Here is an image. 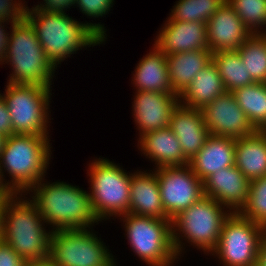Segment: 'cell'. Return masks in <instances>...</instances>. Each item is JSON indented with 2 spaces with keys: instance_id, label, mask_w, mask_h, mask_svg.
Segmentation results:
<instances>
[{
  "instance_id": "cell-1",
  "label": "cell",
  "mask_w": 266,
  "mask_h": 266,
  "mask_svg": "<svg viewBox=\"0 0 266 266\" xmlns=\"http://www.w3.org/2000/svg\"><path fill=\"white\" fill-rule=\"evenodd\" d=\"M11 1L20 5L21 15L33 27L46 56L56 68L78 50L100 46L107 39V30L101 22L82 23L66 13L29 9L21 0Z\"/></svg>"
},
{
  "instance_id": "cell-9",
  "label": "cell",
  "mask_w": 266,
  "mask_h": 266,
  "mask_svg": "<svg viewBox=\"0 0 266 266\" xmlns=\"http://www.w3.org/2000/svg\"><path fill=\"white\" fill-rule=\"evenodd\" d=\"M51 91V87L7 82L0 94L9 109L13 134L49 136Z\"/></svg>"
},
{
  "instance_id": "cell-13",
  "label": "cell",
  "mask_w": 266,
  "mask_h": 266,
  "mask_svg": "<svg viewBox=\"0 0 266 266\" xmlns=\"http://www.w3.org/2000/svg\"><path fill=\"white\" fill-rule=\"evenodd\" d=\"M201 110L204 123L212 135L240 139L256 131L232 92L226 91Z\"/></svg>"
},
{
  "instance_id": "cell-41",
  "label": "cell",
  "mask_w": 266,
  "mask_h": 266,
  "mask_svg": "<svg viewBox=\"0 0 266 266\" xmlns=\"http://www.w3.org/2000/svg\"><path fill=\"white\" fill-rule=\"evenodd\" d=\"M264 233H265V236H266V226L264 227Z\"/></svg>"
},
{
  "instance_id": "cell-16",
  "label": "cell",
  "mask_w": 266,
  "mask_h": 266,
  "mask_svg": "<svg viewBox=\"0 0 266 266\" xmlns=\"http://www.w3.org/2000/svg\"><path fill=\"white\" fill-rule=\"evenodd\" d=\"M162 27L154 45L166 55L208 48L206 23L167 19Z\"/></svg>"
},
{
  "instance_id": "cell-38",
  "label": "cell",
  "mask_w": 266,
  "mask_h": 266,
  "mask_svg": "<svg viewBox=\"0 0 266 266\" xmlns=\"http://www.w3.org/2000/svg\"><path fill=\"white\" fill-rule=\"evenodd\" d=\"M24 266H52L49 260L26 262Z\"/></svg>"
},
{
  "instance_id": "cell-27",
  "label": "cell",
  "mask_w": 266,
  "mask_h": 266,
  "mask_svg": "<svg viewBox=\"0 0 266 266\" xmlns=\"http://www.w3.org/2000/svg\"><path fill=\"white\" fill-rule=\"evenodd\" d=\"M232 93L254 128L266 130V83H253Z\"/></svg>"
},
{
  "instance_id": "cell-19",
  "label": "cell",
  "mask_w": 266,
  "mask_h": 266,
  "mask_svg": "<svg viewBox=\"0 0 266 266\" xmlns=\"http://www.w3.org/2000/svg\"><path fill=\"white\" fill-rule=\"evenodd\" d=\"M137 146L144 156L155 162L156 168L189 164L179 140L170 127L146 132L138 138Z\"/></svg>"
},
{
  "instance_id": "cell-31",
  "label": "cell",
  "mask_w": 266,
  "mask_h": 266,
  "mask_svg": "<svg viewBox=\"0 0 266 266\" xmlns=\"http://www.w3.org/2000/svg\"><path fill=\"white\" fill-rule=\"evenodd\" d=\"M239 213L255 223L266 226V177L250 181L247 202Z\"/></svg>"
},
{
  "instance_id": "cell-20",
  "label": "cell",
  "mask_w": 266,
  "mask_h": 266,
  "mask_svg": "<svg viewBox=\"0 0 266 266\" xmlns=\"http://www.w3.org/2000/svg\"><path fill=\"white\" fill-rule=\"evenodd\" d=\"M138 171L131 176L129 213L171 220L161 202L156 172Z\"/></svg>"
},
{
  "instance_id": "cell-35",
  "label": "cell",
  "mask_w": 266,
  "mask_h": 266,
  "mask_svg": "<svg viewBox=\"0 0 266 266\" xmlns=\"http://www.w3.org/2000/svg\"><path fill=\"white\" fill-rule=\"evenodd\" d=\"M0 134L7 137L13 135L11 116L2 94H0Z\"/></svg>"
},
{
  "instance_id": "cell-28",
  "label": "cell",
  "mask_w": 266,
  "mask_h": 266,
  "mask_svg": "<svg viewBox=\"0 0 266 266\" xmlns=\"http://www.w3.org/2000/svg\"><path fill=\"white\" fill-rule=\"evenodd\" d=\"M255 83H266V33L251 34L237 49Z\"/></svg>"
},
{
  "instance_id": "cell-5",
  "label": "cell",
  "mask_w": 266,
  "mask_h": 266,
  "mask_svg": "<svg viewBox=\"0 0 266 266\" xmlns=\"http://www.w3.org/2000/svg\"><path fill=\"white\" fill-rule=\"evenodd\" d=\"M9 29L7 51L1 63L11 65L13 70L7 82L52 87L57 68L46 56L33 27L21 15Z\"/></svg>"
},
{
  "instance_id": "cell-34",
  "label": "cell",
  "mask_w": 266,
  "mask_h": 266,
  "mask_svg": "<svg viewBox=\"0 0 266 266\" xmlns=\"http://www.w3.org/2000/svg\"><path fill=\"white\" fill-rule=\"evenodd\" d=\"M41 4L34 5L33 7L37 10H42L44 12H56V13H66L67 9L74 7L76 0H43Z\"/></svg>"
},
{
  "instance_id": "cell-7",
  "label": "cell",
  "mask_w": 266,
  "mask_h": 266,
  "mask_svg": "<svg viewBox=\"0 0 266 266\" xmlns=\"http://www.w3.org/2000/svg\"><path fill=\"white\" fill-rule=\"evenodd\" d=\"M90 198L93 210L100 220L106 221L129 213L132 172L107 158L93 159L88 167Z\"/></svg>"
},
{
  "instance_id": "cell-2",
  "label": "cell",
  "mask_w": 266,
  "mask_h": 266,
  "mask_svg": "<svg viewBox=\"0 0 266 266\" xmlns=\"http://www.w3.org/2000/svg\"><path fill=\"white\" fill-rule=\"evenodd\" d=\"M40 180L26 194L51 230L87 229L99 224L89 192L66 182ZM46 182V183H45ZM34 194V195H33Z\"/></svg>"
},
{
  "instance_id": "cell-11",
  "label": "cell",
  "mask_w": 266,
  "mask_h": 266,
  "mask_svg": "<svg viewBox=\"0 0 266 266\" xmlns=\"http://www.w3.org/2000/svg\"><path fill=\"white\" fill-rule=\"evenodd\" d=\"M264 226L231 213L223 223L217 247L211 252L223 266H256Z\"/></svg>"
},
{
  "instance_id": "cell-26",
  "label": "cell",
  "mask_w": 266,
  "mask_h": 266,
  "mask_svg": "<svg viewBox=\"0 0 266 266\" xmlns=\"http://www.w3.org/2000/svg\"><path fill=\"white\" fill-rule=\"evenodd\" d=\"M212 61L218 69L227 92L255 83L237 50L212 53Z\"/></svg>"
},
{
  "instance_id": "cell-4",
  "label": "cell",
  "mask_w": 266,
  "mask_h": 266,
  "mask_svg": "<svg viewBox=\"0 0 266 266\" xmlns=\"http://www.w3.org/2000/svg\"><path fill=\"white\" fill-rule=\"evenodd\" d=\"M49 142V136L13 134L7 137L0 154V172L10 193H27L45 178L52 155ZM5 172L11 176L10 181L4 178Z\"/></svg>"
},
{
  "instance_id": "cell-3",
  "label": "cell",
  "mask_w": 266,
  "mask_h": 266,
  "mask_svg": "<svg viewBox=\"0 0 266 266\" xmlns=\"http://www.w3.org/2000/svg\"><path fill=\"white\" fill-rule=\"evenodd\" d=\"M26 195L11 193L5 199L2 241L26 262L45 261L49 259L52 230L45 229V220Z\"/></svg>"
},
{
  "instance_id": "cell-21",
  "label": "cell",
  "mask_w": 266,
  "mask_h": 266,
  "mask_svg": "<svg viewBox=\"0 0 266 266\" xmlns=\"http://www.w3.org/2000/svg\"><path fill=\"white\" fill-rule=\"evenodd\" d=\"M188 165L202 182L220 169L235 165V139L210 134Z\"/></svg>"
},
{
  "instance_id": "cell-15",
  "label": "cell",
  "mask_w": 266,
  "mask_h": 266,
  "mask_svg": "<svg viewBox=\"0 0 266 266\" xmlns=\"http://www.w3.org/2000/svg\"><path fill=\"white\" fill-rule=\"evenodd\" d=\"M250 181L235 166L220 169L203 181L204 195L218 201L231 213L240 212L249 194Z\"/></svg>"
},
{
  "instance_id": "cell-6",
  "label": "cell",
  "mask_w": 266,
  "mask_h": 266,
  "mask_svg": "<svg viewBox=\"0 0 266 266\" xmlns=\"http://www.w3.org/2000/svg\"><path fill=\"white\" fill-rule=\"evenodd\" d=\"M230 214L218 201L204 195L175 216L172 219V238L178 259L185 250L183 240L209 255L217 247L223 223Z\"/></svg>"
},
{
  "instance_id": "cell-8",
  "label": "cell",
  "mask_w": 266,
  "mask_h": 266,
  "mask_svg": "<svg viewBox=\"0 0 266 266\" xmlns=\"http://www.w3.org/2000/svg\"><path fill=\"white\" fill-rule=\"evenodd\" d=\"M133 252L149 266H174L172 220L127 213L119 216Z\"/></svg>"
},
{
  "instance_id": "cell-33",
  "label": "cell",
  "mask_w": 266,
  "mask_h": 266,
  "mask_svg": "<svg viewBox=\"0 0 266 266\" xmlns=\"http://www.w3.org/2000/svg\"><path fill=\"white\" fill-rule=\"evenodd\" d=\"M25 263L10 245L0 241V266H24Z\"/></svg>"
},
{
  "instance_id": "cell-25",
  "label": "cell",
  "mask_w": 266,
  "mask_h": 266,
  "mask_svg": "<svg viewBox=\"0 0 266 266\" xmlns=\"http://www.w3.org/2000/svg\"><path fill=\"white\" fill-rule=\"evenodd\" d=\"M226 92L216 65L211 61L179 96L181 105L202 109Z\"/></svg>"
},
{
  "instance_id": "cell-14",
  "label": "cell",
  "mask_w": 266,
  "mask_h": 266,
  "mask_svg": "<svg viewBox=\"0 0 266 266\" xmlns=\"http://www.w3.org/2000/svg\"><path fill=\"white\" fill-rule=\"evenodd\" d=\"M132 102L134 122L139 137L149 131L170 126L173 110L180 103L175 93L136 91Z\"/></svg>"
},
{
  "instance_id": "cell-10",
  "label": "cell",
  "mask_w": 266,
  "mask_h": 266,
  "mask_svg": "<svg viewBox=\"0 0 266 266\" xmlns=\"http://www.w3.org/2000/svg\"><path fill=\"white\" fill-rule=\"evenodd\" d=\"M91 229V231H90ZM92 228L53 230L49 262L52 266H117L115 256ZM99 238V239H98Z\"/></svg>"
},
{
  "instance_id": "cell-29",
  "label": "cell",
  "mask_w": 266,
  "mask_h": 266,
  "mask_svg": "<svg viewBox=\"0 0 266 266\" xmlns=\"http://www.w3.org/2000/svg\"><path fill=\"white\" fill-rule=\"evenodd\" d=\"M225 2L226 0H178L171 9L168 20L207 23Z\"/></svg>"
},
{
  "instance_id": "cell-23",
  "label": "cell",
  "mask_w": 266,
  "mask_h": 266,
  "mask_svg": "<svg viewBox=\"0 0 266 266\" xmlns=\"http://www.w3.org/2000/svg\"><path fill=\"white\" fill-rule=\"evenodd\" d=\"M235 166L249 181L266 177V130L235 139Z\"/></svg>"
},
{
  "instance_id": "cell-30",
  "label": "cell",
  "mask_w": 266,
  "mask_h": 266,
  "mask_svg": "<svg viewBox=\"0 0 266 266\" xmlns=\"http://www.w3.org/2000/svg\"><path fill=\"white\" fill-rule=\"evenodd\" d=\"M226 2L234 9L251 34L266 33V0H226Z\"/></svg>"
},
{
  "instance_id": "cell-17",
  "label": "cell",
  "mask_w": 266,
  "mask_h": 266,
  "mask_svg": "<svg viewBox=\"0 0 266 266\" xmlns=\"http://www.w3.org/2000/svg\"><path fill=\"white\" fill-rule=\"evenodd\" d=\"M206 24L208 48L212 53L237 50L251 35L241 18L227 2Z\"/></svg>"
},
{
  "instance_id": "cell-18",
  "label": "cell",
  "mask_w": 266,
  "mask_h": 266,
  "mask_svg": "<svg viewBox=\"0 0 266 266\" xmlns=\"http://www.w3.org/2000/svg\"><path fill=\"white\" fill-rule=\"evenodd\" d=\"M169 127L179 140L182 152L188 160L199 152L210 135L202 110L180 103L171 114Z\"/></svg>"
},
{
  "instance_id": "cell-39",
  "label": "cell",
  "mask_w": 266,
  "mask_h": 266,
  "mask_svg": "<svg viewBox=\"0 0 266 266\" xmlns=\"http://www.w3.org/2000/svg\"><path fill=\"white\" fill-rule=\"evenodd\" d=\"M11 193L7 190V188L5 187L4 183H3V178L1 176V172H0V196H5V195H10Z\"/></svg>"
},
{
  "instance_id": "cell-24",
  "label": "cell",
  "mask_w": 266,
  "mask_h": 266,
  "mask_svg": "<svg viewBox=\"0 0 266 266\" xmlns=\"http://www.w3.org/2000/svg\"><path fill=\"white\" fill-rule=\"evenodd\" d=\"M173 92L180 96L195 76L212 61L209 48L166 55Z\"/></svg>"
},
{
  "instance_id": "cell-12",
  "label": "cell",
  "mask_w": 266,
  "mask_h": 266,
  "mask_svg": "<svg viewBox=\"0 0 266 266\" xmlns=\"http://www.w3.org/2000/svg\"><path fill=\"white\" fill-rule=\"evenodd\" d=\"M161 202L172 220L204 196L203 182L189 165L155 168Z\"/></svg>"
},
{
  "instance_id": "cell-22",
  "label": "cell",
  "mask_w": 266,
  "mask_h": 266,
  "mask_svg": "<svg viewBox=\"0 0 266 266\" xmlns=\"http://www.w3.org/2000/svg\"><path fill=\"white\" fill-rule=\"evenodd\" d=\"M150 50L134 70L131 83L136 91L174 93L168 72L167 57L156 45Z\"/></svg>"
},
{
  "instance_id": "cell-36",
  "label": "cell",
  "mask_w": 266,
  "mask_h": 266,
  "mask_svg": "<svg viewBox=\"0 0 266 266\" xmlns=\"http://www.w3.org/2000/svg\"><path fill=\"white\" fill-rule=\"evenodd\" d=\"M258 262L262 266H266V236L264 235L261 244H260V251H259V259Z\"/></svg>"
},
{
  "instance_id": "cell-40",
  "label": "cell",
  "mask_w": 266,
  "mask_h": 266,
  "mask_svg": "<svg viewBox=\"0 0 266 266\" xmlns=\"http://www.w3.org/2000/svg\"><path fill=\"white\" fill-rule=\"evenodd\" d=\"M6 140H7V136H5L3 134H0V154L3 151V149H4Z\"/></svg>"
},
{
  "instance_id": "cell-37",
  "label": "cell",
  "mask_w": 266,
  "mask_h": 266,
  "mask_svg": "<svg viewBox=\"0 0 266 266\" xmlns=\"http://www.w3.org/2000/svg\"><path fill=\"white\" fill-rule=\"evenodd\" d=\"M9 195L0 196V241L2 240L3 231V214H4V201Z\"/></svg>"
},
{
  "instance_id": "cell-32",
  "label": "cell",
  "mask_w": 266,
  "mask_h": 266,
  "mask_svg": "<svg viewBox=\"0 0 266 266\" xmlns=\"http://www.w3.org/2000/svg\"><path fill=\"white\" fill-rule=\"evenodd\" d=\"M114 0H76L77 7L89 18L105 17L113 7Z\"/></svg>"
}]
</instances>
